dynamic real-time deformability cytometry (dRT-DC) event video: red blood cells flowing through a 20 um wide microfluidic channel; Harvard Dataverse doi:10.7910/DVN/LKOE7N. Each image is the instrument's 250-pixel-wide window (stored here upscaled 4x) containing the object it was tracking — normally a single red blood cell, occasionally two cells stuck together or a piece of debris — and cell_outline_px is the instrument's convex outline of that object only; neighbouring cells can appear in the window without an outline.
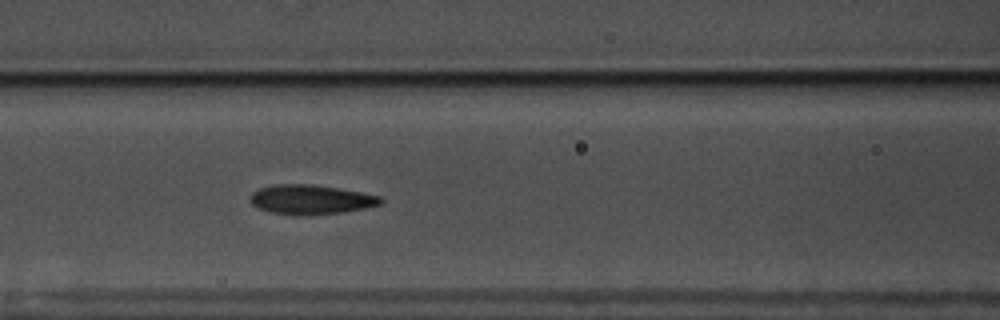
{"species": "common noctule bat (a hibernating species)", "species_latin": "Nyctalus noctula", "temperature_condition": "warm", "stored_images_in_passage": 59, "camera_frame_rate_fps": 3000, "um_per_image_px": 0.085, "animal": {"sex": "male", "body_mass_g": 17.5, "forearm_length_mm": 52.3}, "frame": {"image": 1, "passage_image": 26, "time_ms": 8.333, "image_size_px": [1000, 320], "cell_outline_px": [[384, 200], [380, 204], [364, 208], [340, 212], [296, 216], [272, 212], [256, 208], [252, 204], [252, 192], [260, 188], [276, 184], [308, 184], [336, 188], [360, 192], [380, 196]], "centroid_in_image_um": [26.4, 16.96], "position_along_channel_um": 140.2, "area_um2": 22.08}}
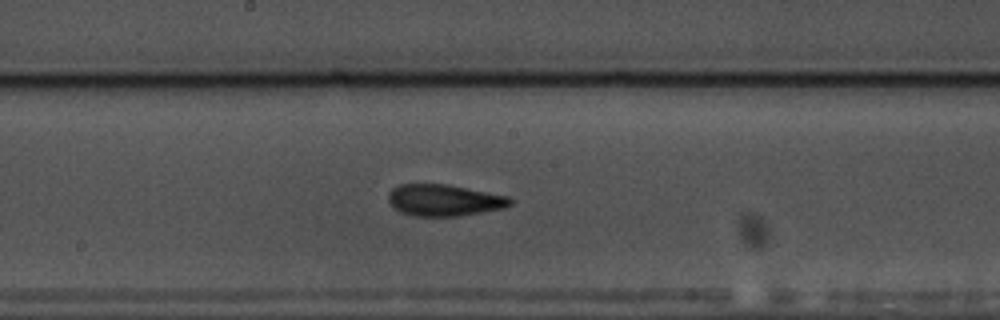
{"frame": {"image": 2, "passage_image": 32, "time_ms": 10.333, "image_size_px": [1000, 320], "cell_outline_px": [[512, 204], [504, 208], [460, 216], [412, 216], [400, 212], [388, 200], [388, 196], [392, 188], [400, 184], [448, 184], [508, 196], [512, 200]], "centroid_in_image_um": [37.76, 17.02], "position_along_channel_um": 210.4, "area_um2": 22.43}}
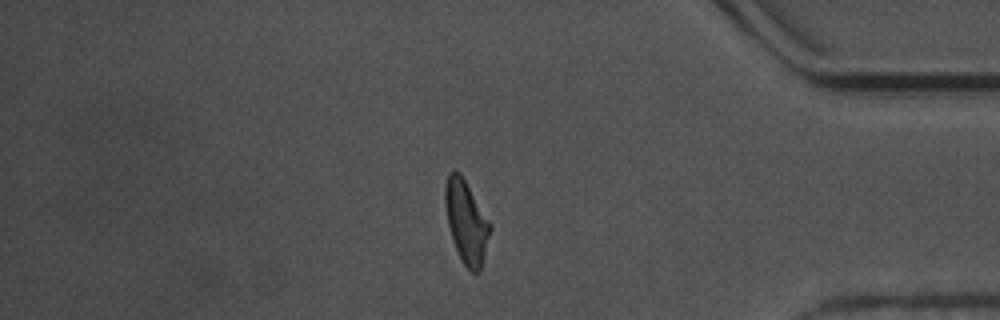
{"frame": {"image": 3, "passage_image": 50, "time_ms": 16.333, "image_size_px": [1000, 320], "cell_outline_px": [[492, 228], [480, 268], [476, 272], [472, 272], [460, 260], [452, 240], [448, 224], [444, 204], [444, 184], [448, 172], [452, 168], [460, 172], [492, 224]], "centroid_in_image_um": [39.61, 18.78], "position_along_channel_um": 395.6, "area_um2": 21.91}, "authors_computed_cell_mechanics": {"area_um2": 21.386, "velocity_mm_per_s": 3.5454, "shape_relaxation_time_tau1_ms": 3.713, "shape_relaxation_time_tau2_ms": 1.9168, "deformation_change_tau1": 0.1471, "deformation_change_tau2": 0.108}}